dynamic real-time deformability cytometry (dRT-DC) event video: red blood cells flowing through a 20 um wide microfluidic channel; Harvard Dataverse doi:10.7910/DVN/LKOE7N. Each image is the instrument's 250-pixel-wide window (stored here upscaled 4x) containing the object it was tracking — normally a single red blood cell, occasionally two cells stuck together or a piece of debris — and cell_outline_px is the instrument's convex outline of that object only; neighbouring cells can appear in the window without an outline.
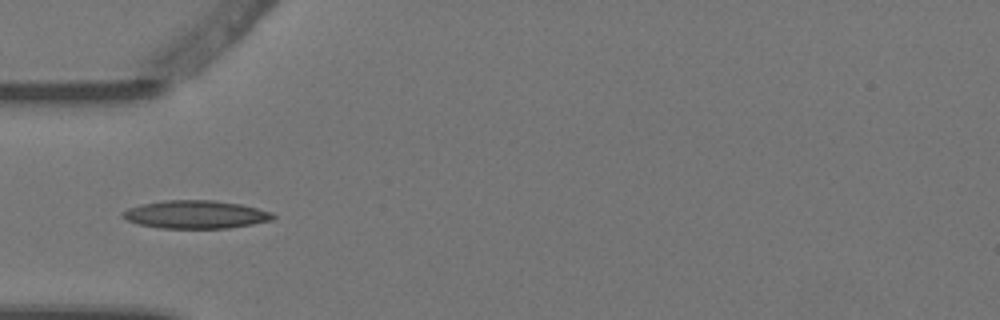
{"species": "Egyptian fruit bat (a non-hibernating species)", "species_latin": "Rousettus aegyptiacus", "temperature_condition": "warm", "stored_images_in_passage": 6, "camera_frame_rate_fps": 3000, "um_per_image_px": 0.085, "animal": {"sex": "female"}, "frame": {"image": 1, "passage_image": 5, "time_ms": 1.333, "image_size_px": [1000, 320], "cell_outline_px": [[276, 216], [272, 220], [252, 224], [228, 228], [156, 228], [136, 224], [120, 216], [128, 208], [140, 204], [164, 200], [212, 200], [240, 204], [272, 212]], "centroid_in_image_um": [16.6, 18.23], "position_along_channel_um": 68.4, "area_um2": 24.62}}
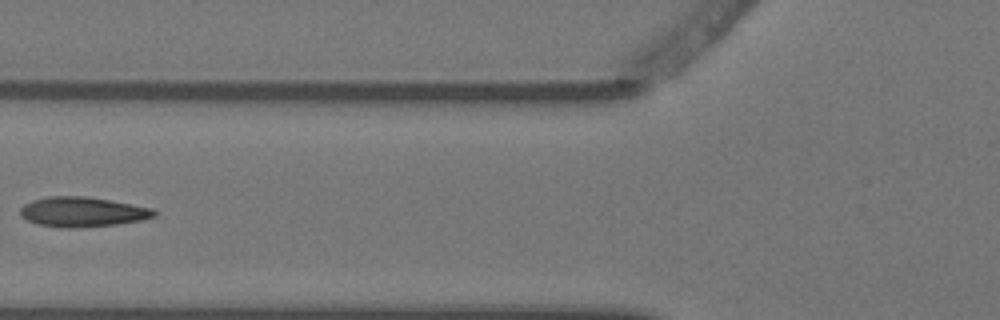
{"frame": {"image": 2, "passage_image": 6, "time_ms": 1.667, "image_size_px": [1000, 320], "cell_outline_px": [[156, 216], [144, 220], [116, 224], [68, 228], [40, 224], [28, 220], [20, 216], [20, 208], [24, 204], [32, 200], [48, 196], [84, 196], [132, 204], [152, 208], [156, 212]], "centroid_in_image_um": [7.01, 18.0], "position_along_channel_um": 118.8, "area_um2": 23.06}}